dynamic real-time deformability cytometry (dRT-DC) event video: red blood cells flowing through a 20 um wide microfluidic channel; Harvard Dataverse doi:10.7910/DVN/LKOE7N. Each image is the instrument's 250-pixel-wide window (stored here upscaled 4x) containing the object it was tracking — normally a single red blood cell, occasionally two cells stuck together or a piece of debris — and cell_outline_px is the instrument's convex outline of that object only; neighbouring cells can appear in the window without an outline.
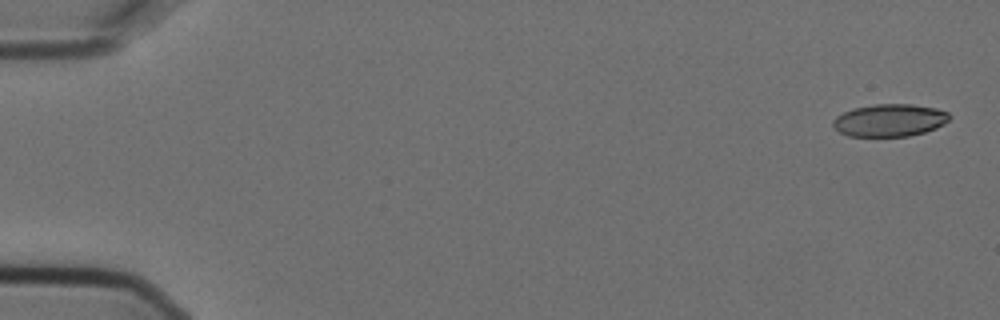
{"species": "Egyptian fruit bat (a non-hibernating species)", "species_latin": "Rousettus aegyptiacus", "temperature_condition": "cold", "stored_images_in_passage": 5, "camera_frame_rate_fps": 3000, "um_per_image_px": 0.085, "animal": {"sex": "female"}, "frame": {"image": 1, "passage_image": 1, "time_ms": 0.0, "image_size_px": [1000, 320], "cell_outline_px": [[948, 120], [944, 124], [936, 128], [924, 132], [908, 136], [848, 136], [840, 132], [832, 124], [832, 120], [836, 116], [852, 108], [872, 104], [912, 104], [936, 108], [948, 112]], "centroid_in_image_um": [75.6, 10.21], "position_along_channel_um": 9.4, "area_um2": 22.02}}
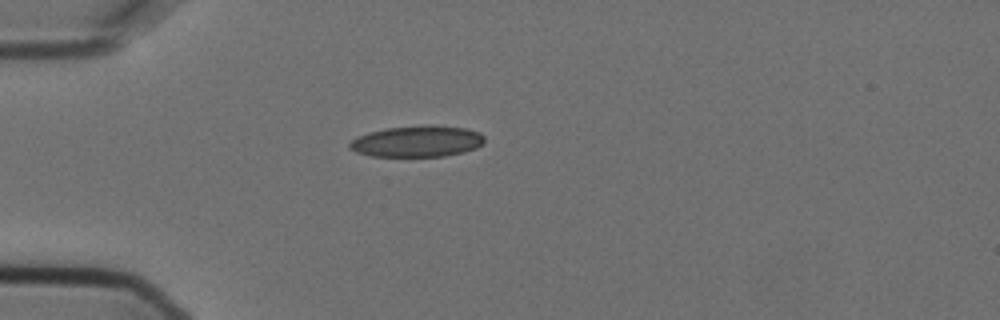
{"frame": {"image": 2, "passage_image": 5, "time_ms": 1.333, "image_size_px": [1000, 320], "cell_outline_px": [[484, 144], [476, 148], [464, 152], [444, 156], [372, 156], [356, 152], [348, 148], [348, 144], [356, 136], [368, 132], [388, 128], [432, 124], [468, 128], [480, 132], [484, 136]], "centroid_in_image_um": [35.48, 12.0], "position_along_channel_um": 49.5, "area_um2": 24.85}}